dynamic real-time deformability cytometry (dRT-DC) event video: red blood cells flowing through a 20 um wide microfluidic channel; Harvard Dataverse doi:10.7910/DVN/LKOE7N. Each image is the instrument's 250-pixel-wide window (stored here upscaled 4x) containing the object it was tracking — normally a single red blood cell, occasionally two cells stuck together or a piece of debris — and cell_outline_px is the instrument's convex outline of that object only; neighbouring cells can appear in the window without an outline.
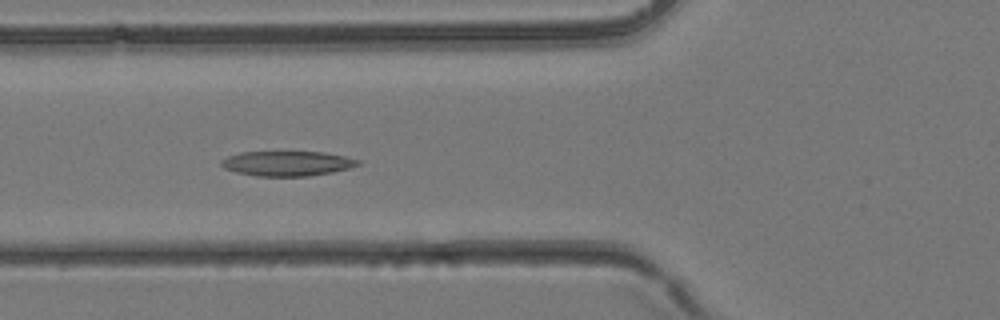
{"species": "common noctule bat (a hibernating species)", "species_latin": "Nyctalus noctula", "temperature_condition": "room temperature", "stored_images_in_passage": 31, "camera_frame_rate_fps": 3000, "um_per_image_px": 0.085, "animal": {"sex": "female", "body_mass_g": 24.6, "forearm_length_mm": 56.2}, "frame": {"image": 1, "passage_image": 8, "time_ms": 2.333, "image_size_px": [1000, 320], "cell_outline_px": [[360, 164], [348, 168], [332, 172], [308, 176], [256, 176], [236, 172], [224, 168], [220, 164], [220, 160], [228, 156], [240, 152], [324, 152], [348, 156], [360, 160]], "centroid_in_image_um": [24.41, 13.89], "position_along_channel_um": 101.4, "area_um2": 19.88}}
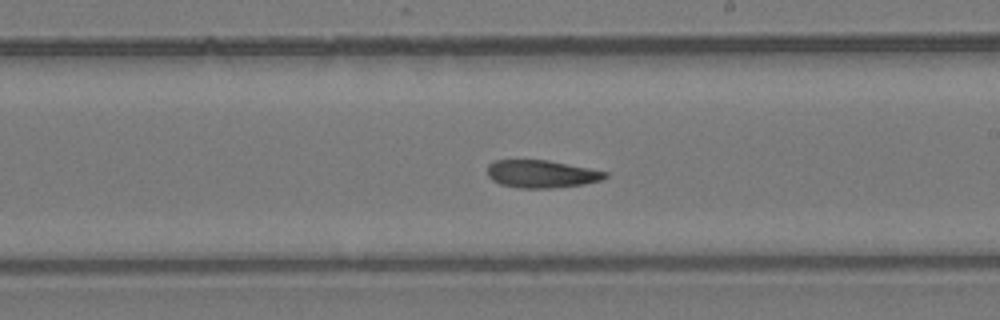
{"frame": {"image": 2, "passage_image": 16, "time_ms": 5.0, "image_size_px": [1000, 320], "cell_outline_px": [[608, 176], [600, 180], [584, 184], [552, 188], [516, 188], [500, 184], [492, 180], [488, 176], [488, 164], [496, 160], [548, 160], [608, 172]], "centroid_in_image_um": [46.01, 14.79], "position_along_channel_um": 243.0, "area_um2": 18.96}}
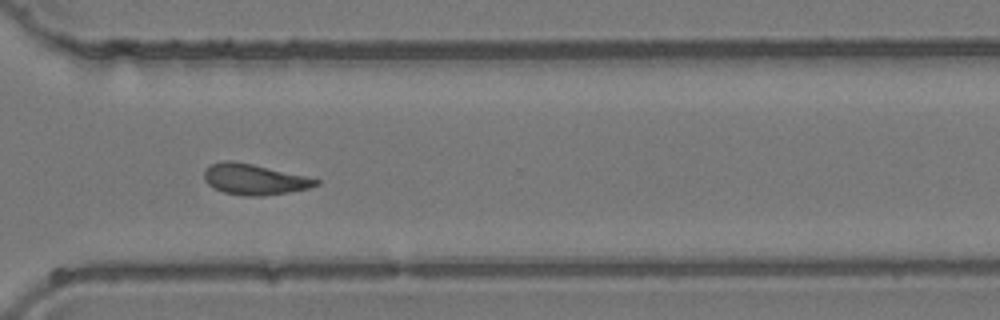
{"frame": {"image": 3, "passage_image": 22, "time_ms": 7.0, "image_size_px": [1000, 320], "cell_outline_px": [[320, 184], [308, 188], [288, 192], [264, 196], [244, 196], [224, 192], [208, 184], [204, 180], [204, 172], [212, 164], [224, 160], [228, 160], [252, 164], [304, 176], [320, 180]], "centroid_in_image_um": [21.61, 15.25], "position_along_channel_um": 349.0, "area_um2": 19.65}}